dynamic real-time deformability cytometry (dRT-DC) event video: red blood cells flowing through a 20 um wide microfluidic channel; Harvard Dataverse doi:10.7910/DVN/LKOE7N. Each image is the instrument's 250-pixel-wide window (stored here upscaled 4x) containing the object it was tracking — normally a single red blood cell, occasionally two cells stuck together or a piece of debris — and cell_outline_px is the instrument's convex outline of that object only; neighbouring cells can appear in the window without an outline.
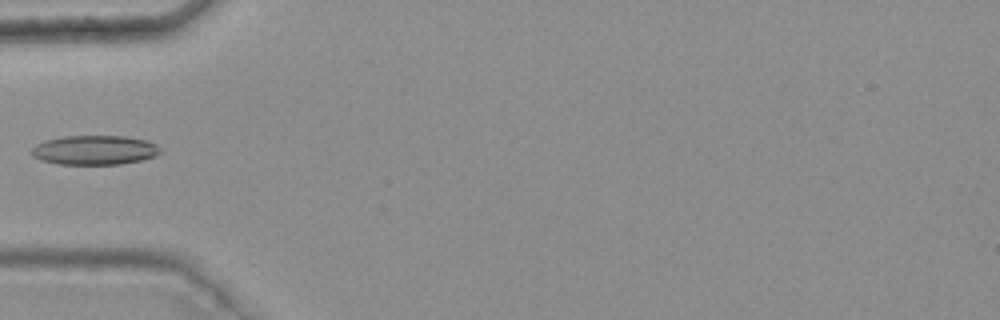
{"species": "common noctule bat (a hibernating species)", "species_latin": "Nyctalus noctula", "temperature_condition": "warm", "stored_images_in_passage": 4, "camera_frame_rate_fps": 3000, "um_per_image_px": 0.085, "animal": {"sex": "female", "body_mass_g": 25.1}, "frame": {"image": 1, "passage_image": 4, "time_ms": 1.0, "image_size_px": [1000, 320], "cell_outline_px": [[160, 152], [156, 156], [140, 160], [120, 164], [60, 164], [40, 160], [32, 156], [32, 148], [36, 144], [44, 140], [64, 136], [124, 136], [144, 140], [156, 144], [160, 148]], "centroid_in_image_um": [8.01, 12.75], "position_along_channel_um": 77.0, "area_um2": 21.96}}